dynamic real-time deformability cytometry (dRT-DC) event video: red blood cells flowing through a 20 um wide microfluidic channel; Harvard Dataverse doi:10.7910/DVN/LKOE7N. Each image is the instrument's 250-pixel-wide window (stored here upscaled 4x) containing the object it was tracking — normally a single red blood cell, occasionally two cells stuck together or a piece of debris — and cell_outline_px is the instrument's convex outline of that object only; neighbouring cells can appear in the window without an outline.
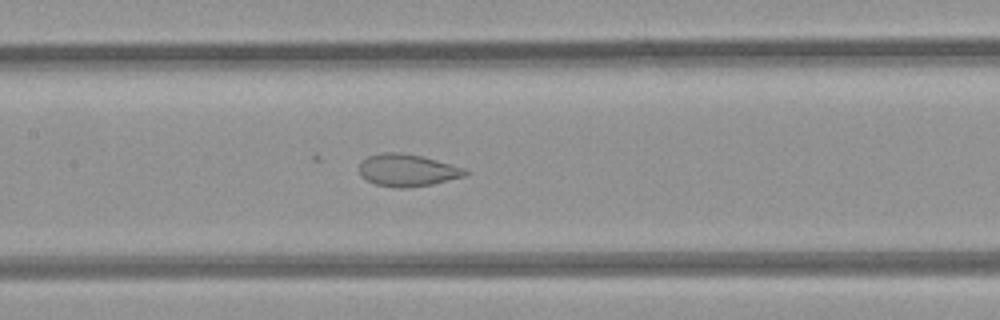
{"species": "common noctule bat (a hibernating species)", "species_latin": "Nyctalus noctula", "temperature_condition": "room temperature", "stored_images_in_passage": 32, "camera_frame_rate_fps": 3000, "um_per_image_px": 0.085, "animal": {"sex": "female", "body_mass_g": 21.9}, "frame": {"image": 1, "passage_image": 9, "time_ms": 2.667, "image_size_px": [1000, 320], "cell_outline_px": [[468, 172], [464, 176], [432, 184], [408, 188], [396, 188], [376, 184], [360, 176], [360, 160], [368, 156], [384, 152], [400, 152], [420, 156], [436, 160], [464, 168]], "centroid_in_image_um": [34.58, 14.47], "position_along_channel_um": 172.8, "area_um2": 19.77}}
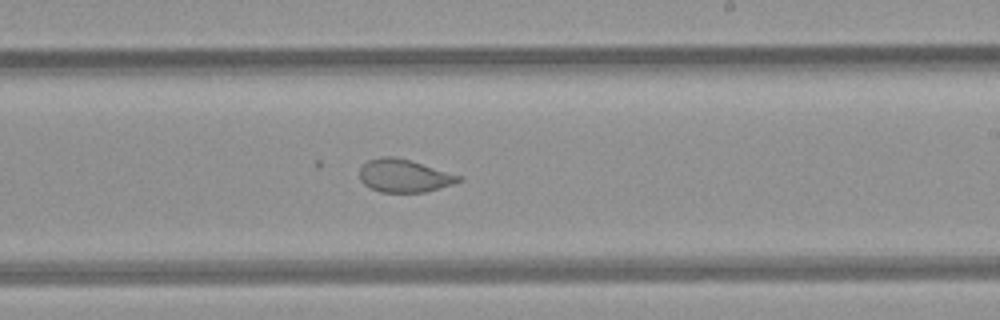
{"frame": {"image": 2, "passage_image": 15, "time_ms": 4.667, "image_size_px": [1000, 320], "cell_outline_px": [[464, 180], [452, 184], [424, 192], [380, 192], [364, 184], [360, 180], [360, 168], [368, 160], [380, 156], [396, 156], [464, 176]], "centroid_in_image_um": [34.37, 14.93], "position_along_channel_um": 254.6, "area_um2": 19.07}}
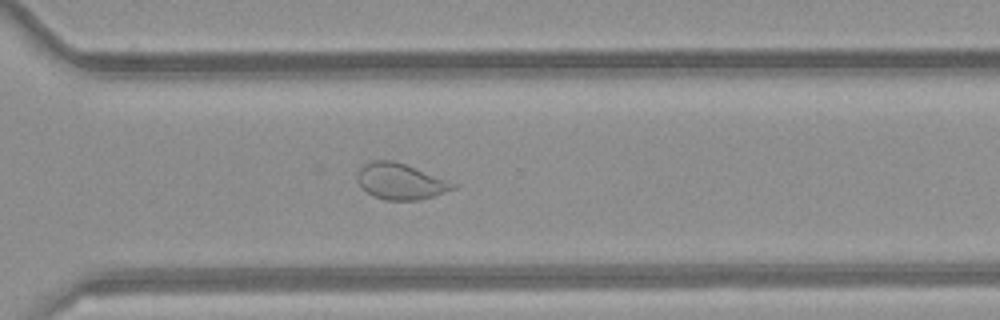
{"frame": {"image": 3, "passage_image": 21, "time_ms": 6.667, "image_size_px": [1000, 320], "cell_outline_px": [[460, 184], [456, 188], [420, 200], [384, 200], [372, 196], [360, 188], [356, 180], [356, 176], [360, 168], [364, 164], [372, 160], [392, 160], [404, 164]], "centroid_in_image_um": [34.01, 15.43], "position_along_channel_um": 336.6, "area_um2": 20.29}, "authors_computed_cell_mechanics": {"area_um2": 20.3167, "velocity_mm_per_s": 4.1121, "shape_relaxation_time_tau1_ms": null, "shape_relaxation_time_tau2_ms": 1.0746, "deformation_change_tau1": null, "deformation_change_tau2": 0.0656}}